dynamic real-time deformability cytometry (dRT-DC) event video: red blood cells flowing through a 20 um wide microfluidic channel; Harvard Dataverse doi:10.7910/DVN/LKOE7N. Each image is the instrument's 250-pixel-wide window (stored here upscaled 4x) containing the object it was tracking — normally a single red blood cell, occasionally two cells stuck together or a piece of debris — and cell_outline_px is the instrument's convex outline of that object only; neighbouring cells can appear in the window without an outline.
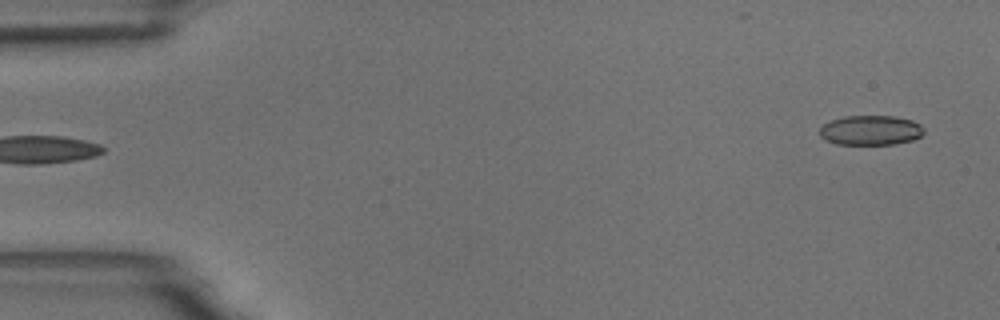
{"species": "common noctule bat (a hibernating species)", "species_latin": "Nyctalus noctula", "temperature_condition": "room temperature", "stored_images_in_passage": 5, "segment_of_instrument_passage": [2, 2], "camera_frame_rate_fps": 3000, "um_per_image_px": 0.085, "animal": {"sex": "male", "body_mass_g": 18.8}, "frame": {"image": 1, "passage_image": 5, "time_ms": 4.667, "image_size_px": [1000, 320], "cell_outline_px": [[924, 132], [920, 136], [912, 140], [892, 144], [836, 144], [824, 140], [820, 136], [820, 128], [824, 124], [832, 120], [844, 116], [896, 116], [912, 120], [920, 124], [924, 128]], "centroid_in_image_um": [74.0, 11.07], "position_along_channel_um": 11.0, "area_um2": 18.09}}